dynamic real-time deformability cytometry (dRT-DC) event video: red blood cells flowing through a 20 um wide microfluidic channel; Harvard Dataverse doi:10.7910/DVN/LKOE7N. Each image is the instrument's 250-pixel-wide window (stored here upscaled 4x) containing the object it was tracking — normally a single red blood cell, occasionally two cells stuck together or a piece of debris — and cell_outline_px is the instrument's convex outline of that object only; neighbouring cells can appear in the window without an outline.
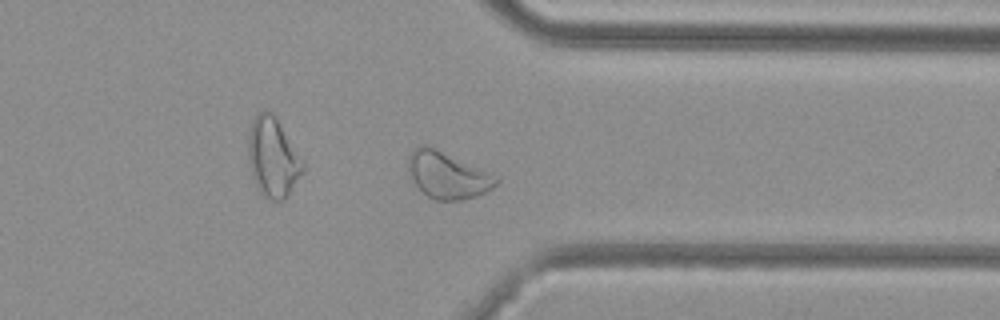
{"species": "common noctule bat (a hibernating species)", "species_latin": "Nyctalus noctula", "temperature_condition": "cold", "stored_images_in_passage": 44, "camera_frame_rate_fps": 3000, "um_per_image_px": 0.085, "animal": {"sex": "female", "body_mass_g": 29.2, "forearm_length_mm": 56.3}, "frame": {"image": 1, "passage_image": 32, "time_ms": 10.333, "image_size_px": [1000, 320], "cell_outline_px": [[500, 180], [492, 188], [476, 196], [460, 200], [436, 200], [428, 196], [412, 180], [408, 172], [408, 156], [416, 148], [424, 144], [428, 144], [500, 176]], "centroid_in_image_um": [38.07, 14.86], "position_along_channel_um": 373.3, "area_um2": 24.04}}